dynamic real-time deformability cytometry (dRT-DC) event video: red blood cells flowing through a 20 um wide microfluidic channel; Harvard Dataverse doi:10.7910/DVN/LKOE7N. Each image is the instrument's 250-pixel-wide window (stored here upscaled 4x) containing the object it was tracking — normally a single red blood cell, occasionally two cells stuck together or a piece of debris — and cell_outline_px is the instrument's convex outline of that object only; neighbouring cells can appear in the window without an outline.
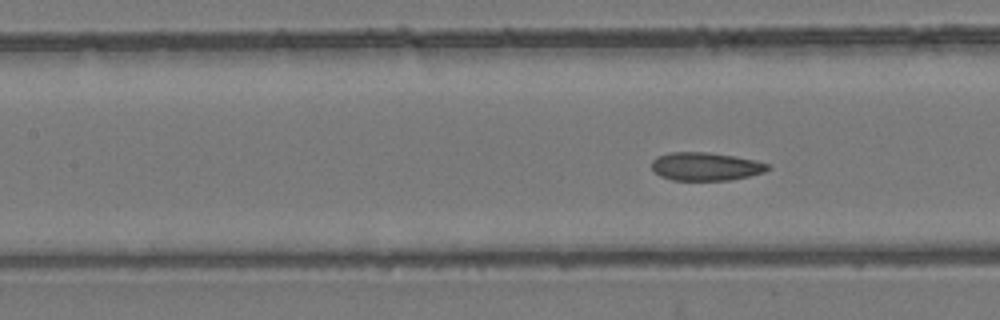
{"species": "common noctule bat (a hibernating species)", "species_latin": "Nyctalus noctula", "temperature_condition": "room temperature", "stored_images_in_passage": 17, "camera_frame_rate_fps": 3000, "um_per_image_px": 0.085, "animal": {"sex": "female", "body_mass_g": 24.6, "forearm_length_mm": 56.2}, "frame": {"image": 1, "passage_image": 17, "time_ms": 5.333, "image_size_px": [1000, 320], "cell_outline_px": [[768, 168], [764, 172], [748, 176], [728, 180], [672, 180], [660, 176], [652, 168], [652, 160], [656, 156], [672, 152], [708, 152], [736, 156], [768, 164]], "centroid_in_image_um": [59.93, 14.14], "position_along_channel_um": 147.5, "area_um2": 18.9}}